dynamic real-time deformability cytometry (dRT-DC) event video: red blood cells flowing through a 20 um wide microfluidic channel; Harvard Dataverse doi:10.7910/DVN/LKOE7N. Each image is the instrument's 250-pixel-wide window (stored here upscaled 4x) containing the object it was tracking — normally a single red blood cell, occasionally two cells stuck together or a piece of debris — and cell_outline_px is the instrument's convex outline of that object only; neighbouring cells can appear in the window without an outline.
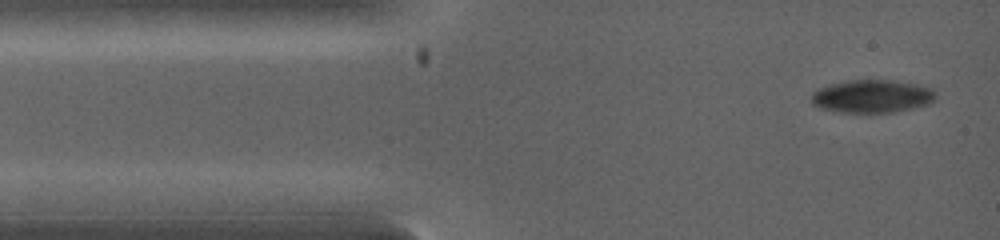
{"species": "common noctule bat (a hibernating species)", "species_latin": "Nyctalus noctula", "temperature_condition": "warm", "stored_images_in_passage": 14, "camera_frame_rate_fps": 5000, "um_per_image_px": 0.085, "animal": {"sex": "female", "body_mass_g": 19.0, "forearm_length_mm": 53.3}, "frame": {"image": 1, "passage_image": 1, "time_ms": 0.0, "image_size_px": [1000, 240], "cell_outline_px": [[936, 96], [928, 104], [888, 112], [844, 112], [820, 108], [812, 104], [812, 92], [816, 88], [828, 84], [848, 80], [892, 80], [920, 84], [932, 88]], "centroid_in_image_um": [74.08, 8.15], "position_along_channel_um": 10.9, "area_um2": 23.76}}
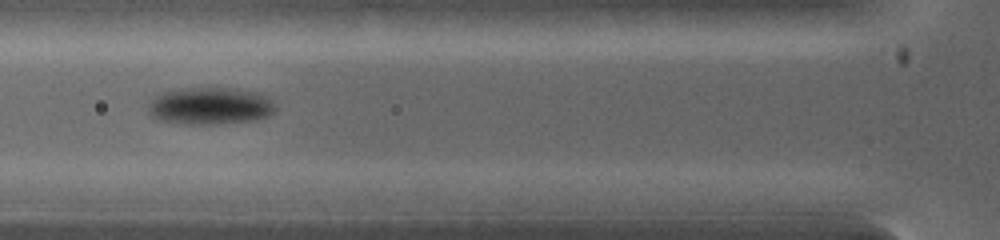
{"frame": {"image": 2, "passage_image": 10, "time_ms": 2.6, "image_size_px": [1000, 240], "cell_outline_px": [[276, 108], [268, 116], [252, 120], [212, 124], [180, 124], [160, 120], [152, 116], [148, 112], [148, 104], [152, 96], [160, 92], [180, 88], [216, 84], [260, 92]], "centroid_in_image_um": [17.78, 8.94], "position_along_channel_um": 108.0, "area_um2": 28.55}}
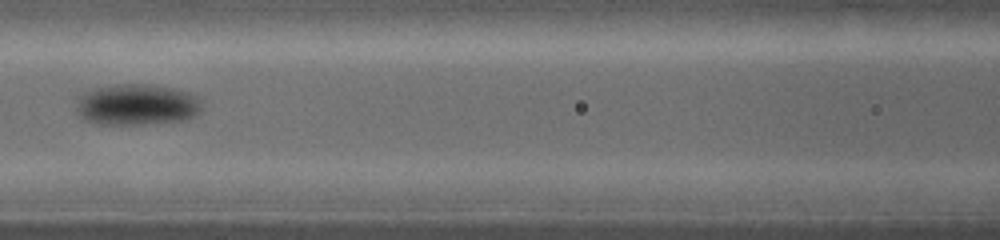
{"frame": {"image": 3, "passage_image": 12, "time_ms": 3.4, "image_size_px": [1000, 240], "cell_outline_px": [[200, 112], [184, 120], [144, 124], [100, 124], [84, 120], [76, 112], [76, 104], [80, 92], [92, 88], [116, 84], [152, 84], [176, 88], [188, 92], [196, 96], [200, 100]], "centroid_in_image_um": [11.57, 8.88], "position_along_channel_um": 155.0, "area_um2": 30.52}}